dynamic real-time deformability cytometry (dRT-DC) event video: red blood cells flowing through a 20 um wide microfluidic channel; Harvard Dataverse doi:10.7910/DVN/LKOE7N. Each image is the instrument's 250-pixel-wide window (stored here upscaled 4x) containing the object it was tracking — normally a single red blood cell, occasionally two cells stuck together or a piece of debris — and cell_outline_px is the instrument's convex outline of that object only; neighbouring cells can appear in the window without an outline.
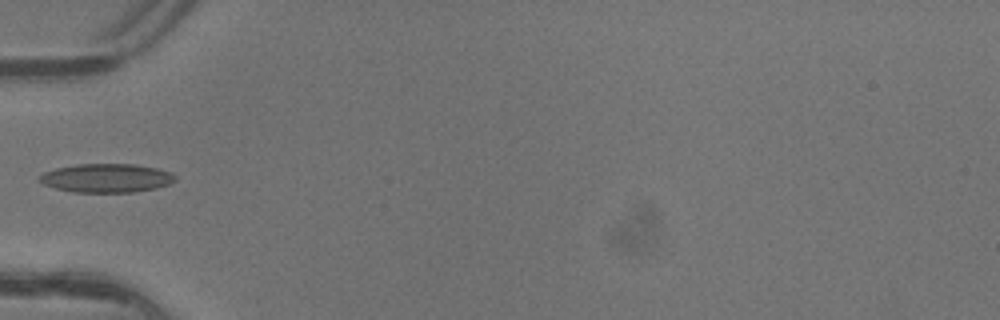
{"species": "common noctule bat (a hibernating species)", "species_latin": "Nyctalus noctula", "temperature_condition": "warm", "stored_images_in_passage": 4, "camera_frame_rate_fps": 3000, "um_per_image_px": 0.085, "animal": {"sex": "female"}, "frame": {"image": 1, "passage_image": 4, "time_ms": 1.0, "image_size_px": [1000, 320], "cell_outline_px": [[176, 180], [168, 184], [156, 188], [132, 192], [72, 192], [56, 188], [44, 184], [40, 180], [40, 176], [44, 172], [56, 168], [76, 164], [136, 164], [156, 168], [172, 172], [176, 176]], "centroid_in_image_um": [9.08, 15.13], "position_along_channel_um": 75.9, "area_um2": 22.66}}